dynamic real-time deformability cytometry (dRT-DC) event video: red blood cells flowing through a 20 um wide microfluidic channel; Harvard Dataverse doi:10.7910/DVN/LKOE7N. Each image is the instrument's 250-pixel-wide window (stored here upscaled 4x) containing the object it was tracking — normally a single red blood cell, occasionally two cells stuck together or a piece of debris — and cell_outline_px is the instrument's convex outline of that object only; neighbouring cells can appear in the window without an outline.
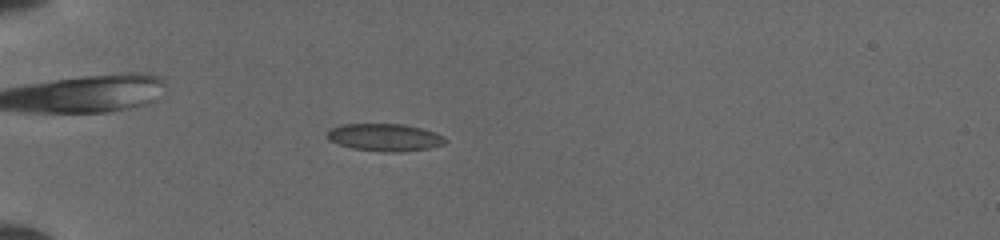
{"species": "common noctule bat (a hibernating species)", "species_latin": "Nyctalus noctula", "temperature_condition": "cold", "stored_images_in_passage": 50, "camera_frame_rate_fps": 3000, "um_per_image_px": 0.085, "animal": {"sex": "female", "body_mass_g": 19.5, "forearm_length_mm": 54.1}, "frame": {"image": 1, "passage_image": 17, "time_ms": 5.333, "image_size_px": [1000, 240], "cell_outline_px": [[448, 140], [444, 144], [428, 148], [400, 152], [384, 152], [352, 148], [328, 140], [324, 136], [332, 128], [340, 124], [404, 124], [436, 132], [444, 136]], "centroid_in_image_um": [32.71, 11.67], "position_along_channel_um": 52.3, "area_um2": 18.96}}
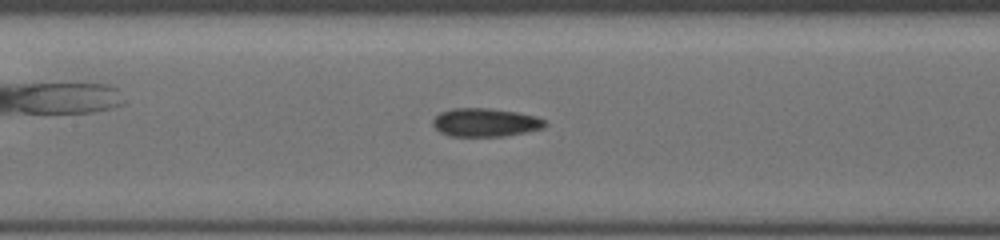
{"frame": {"image": 2, "passage_image": 27, "time_ms": 8.667, "image_size_px": [1000, 240], "cell_outline_px": [[548, 124], [544, 128], [528, 132], [504, 136], [448, 136], [440, 132], [432, 124], [432, 120], [440, 112], [456, 108], [484, 108], [516, 112], [536, 116], [548, 120]], "centroid_in_image_um": [41.3, 10.42], "position_along_channel_um": 166.1, "area_um2": 18.67}}
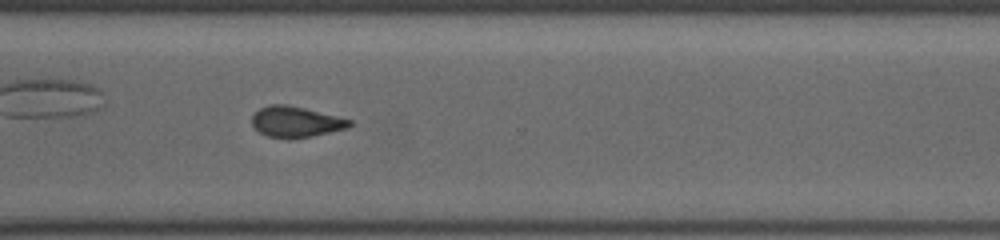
{"frame": {"image": 3, "passage_image": 40, "time_ms": 13.0, "image_size_px": [1000, 240], "cell_outline_px": [[352, 124], [348, 128], [312, 136], [288, 140], [268, 136], [260, 132], [252, 124], [252, 116], [260, 108], [272, 104], [284, 104], [304, 108], [352, 120]], "centroid_in_image_um": [25.14, 10.37], "position_along_channel_um": 345.5, "area_um2": 17.46}}